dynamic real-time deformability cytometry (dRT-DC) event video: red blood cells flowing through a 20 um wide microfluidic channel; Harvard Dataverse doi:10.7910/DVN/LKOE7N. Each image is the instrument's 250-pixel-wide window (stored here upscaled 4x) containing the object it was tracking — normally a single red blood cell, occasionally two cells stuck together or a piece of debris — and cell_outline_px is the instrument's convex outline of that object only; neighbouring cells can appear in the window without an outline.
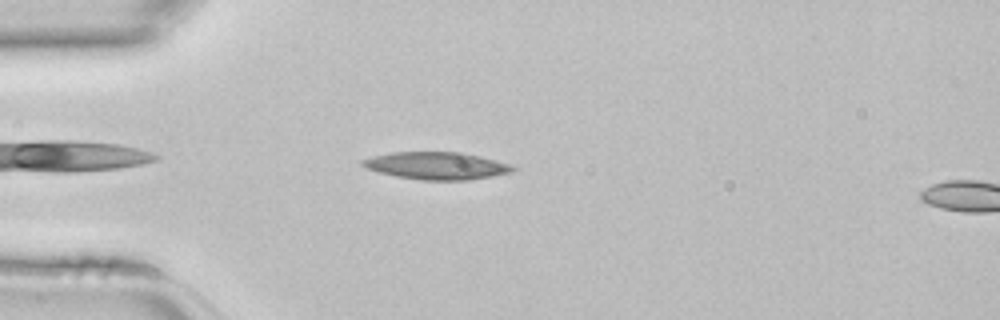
{"species": "common noctule bat (a hibernating species)", "species_latin": "Nyctalus noctula", "temperature_condition": "room temperature", "stored_images_in_passage": 35, "camera_frame_rate_fps": 3000, "um_per_image_px": 0.085, "animal": {"sex": "female", "body_mass_g": 22.7, "forearm_length_mm": 54.2}, "frame": {"image": 1, "passage_image": 3, "time_ms": 0.667, "image_size_px": [1000, 320], "cell_outline_px": [[516, 172], [468, 180], [420, 180], [396, 176], [380, 172], [368, 168], [360, 164], [360, 160], [372, 156], [392, 152], [460, 152], [480, 156], [512, 164], [516, 168]], "centroid_in_image_um": [37.15, 14.08], "position_along_channel_um": 47.8, "area_um2": 24.1}}
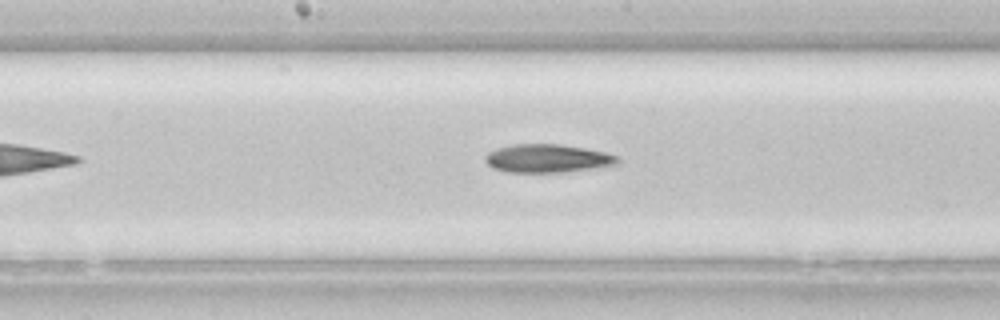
{"frame": {"image": 2, "passage_image": 14, "time_ms": 4.333, "image_size_px": [1000, 320], "cell_outline_px": [[620, 160], [616, 164], [592, 168], [564, 172], [508, 172], [492, 168], [484, 160], [484, 156], [488, 152], [496, 148], [512, 144], [560, 144], [584, 148], [604, 152], [616, 156]], "centroid_in_image_um": [46.47, 13.46], "position_along_channel_um": 201.7, "area_um2": 21.73}}
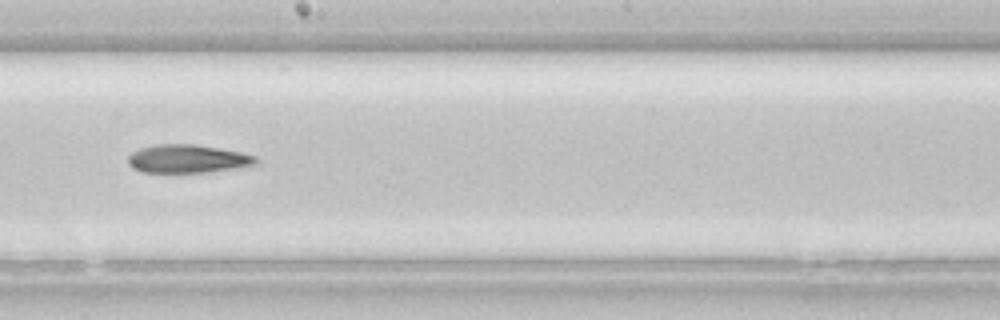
{"frame": {"image": 3, "passage_image": 16, "time_ms": 5.0, "image_size_px": [1000, 320], "cell_outline_px": [[260, 160], [256, 164], [236, 168], [208, 172], [144, 172], [132, 168], [128, 164], [128, 156], [132, 152], [140, 148], [156, 144], [192, 144], [220, 148], [240, 152], [256, 156]], "centroid_in_image_um": [15.95, 13.49], "position_along_channel_um": 232.3, "area_um2": 21.1}}